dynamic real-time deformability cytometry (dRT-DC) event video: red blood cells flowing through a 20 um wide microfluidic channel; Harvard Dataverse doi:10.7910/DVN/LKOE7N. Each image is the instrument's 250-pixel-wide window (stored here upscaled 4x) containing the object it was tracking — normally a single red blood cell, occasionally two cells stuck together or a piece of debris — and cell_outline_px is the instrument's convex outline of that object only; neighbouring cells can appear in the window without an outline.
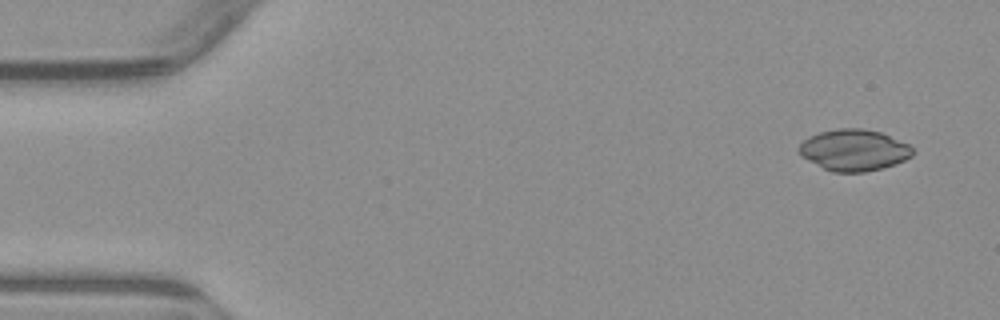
{"species": "common noctule bat (a hibernating species)", "species_latin": "Nyctalus noctula", "temperature_condition": "warm", "stored_images_in_passage": 5, "camera_frame_rate_fps": 3000, "um_per_image_px": 0.085, "animal": {"sex": "male", "body_mass_g": 23.1, "forearm_length_mm": 52.7}, "frame": {"image": 1, "passage_image": 1, "time_ms": 0.0, "image_size_px": [1000, 320], "cell_outline_px": [[916, 152], [912, 156], [896, 164], [864, 172], [832, 172], [800, 156], [796, 148], [808, 136], [820, 132], [836, 128], [864, 128], [880, 132], [908, 144]], "centroid_in_image_um": [72.56, 12.75], "position_along_channel_um": 12.4, "area_um2": 27.51}}